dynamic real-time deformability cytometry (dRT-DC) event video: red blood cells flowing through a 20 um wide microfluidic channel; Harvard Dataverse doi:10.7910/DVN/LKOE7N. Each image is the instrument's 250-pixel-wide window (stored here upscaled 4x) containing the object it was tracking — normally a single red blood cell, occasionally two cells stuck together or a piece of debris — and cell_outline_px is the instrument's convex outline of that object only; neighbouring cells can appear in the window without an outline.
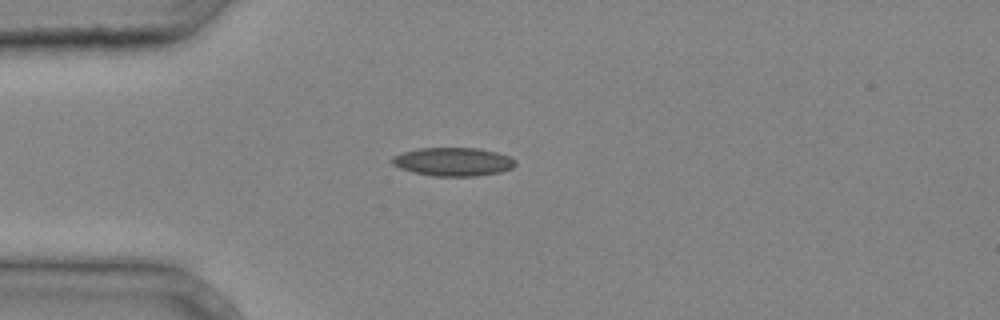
{"species": "common noctule bat (a hibernating species)", "species_latin": "Nyctalus noctula", "temperature_condition": "cold", "stored_images_in_passage": 2, "camera_frame_rate_fps": 3000, "um_per_image_px": 0.085, "animal": {"sex": "male", "body_mass_g": 20.4}, "frame": {"image": 1, "passage_image": 2, "time_ms": 0.333, "image_size_px": [1000, 320], "cell_outline_px": [[516, 164], [512, 168], [500, 172], [476, 176], [432, 176], [412, 172], [400, 168], [392, 164], [392, 156], [404, 152], [420, 148], [480, 148], [496, 152], [508, 156], [516, 160]], "centroid_in_image_um": [38.52, 13.75], "position_along_channel_um": 46.5, "area_um2": 20.46}}